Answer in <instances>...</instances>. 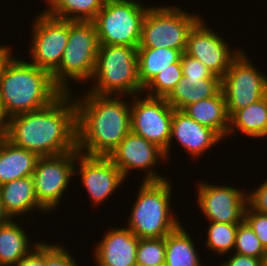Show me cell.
I'll return each instance as SVG.
<instances>
[{
    "mask_svg": "<svg viewBox=\"0 0 267 266\" xmlns=\"http://www.w3.org/2000/svg\"><path fill=\"white\" fill-rule=\"evenodd\" d=\"M239 130L252 138H267V95L229 117L228 134Z\"/></svg>",
    "mask_w": 267,
    "mask_h": 266,
    "instance_id": "obj_24",
    "label": "cell"
},
{
    "mask_svg": "<svg viewBox=\"0 0 267 266\" xmlns=\"http://www.w3.org/2000/svg\"><path fill=\"white\" fill-rule=\"evenodd\" d=\"M180 61L183 77L209 79L213 75L202 62L185 53H182Z\"/></svg>",
    "mask_w": 267,
    "mask_h": 266,
    "instance_id": "obj_34",
    "label": "cell"
},
{
    "mask_svg": "<svg viewBox=\"0 0 267 266\" xmlns=\"http://www.w3.org/2000/svg\"><path fill=\"white\" fill-rule=\"evenodd\" d=\"M183 77L181 61L170 64L169 68L156 74L143 88V93L151 97L166 98ZM149 90V91H148Z\"/></svg>",
    "mask_w": 267,
    "mask_h": 266,
    "instance_id": "obj_29",
    "label": "cell"
},
{
    "mask_svg": "<svg viewBox=\"0 0 267 266\" xmlns=\"http://www.w3.org/2000/svg\"><path fill=\"white\" fill-rule=\"evenodd\" d=\"M11 50H12V48L10 49L9 46H6V45L0 46V76H1V73L3 71V68H4L5 64L7 63V61L12 56L11 55V53H12Z\"/></svg>",
    "mask_w": 267,
    "mask_h": 266,
    "instance_id": "obj_39",
    "label": "cell"
},
{
    "mask_svg": "<svg viewBox=\"0 0 267 266\" xmlns=\"http://www.w3.org/2000/svg\"><path fill=\"white\" fill-rule=\"evenodd\" d=\"M243 50L221 78L229 117L267 95V76L257 70Z\"/></svg>",
    "mask_w": 267,
    "mask_h": 266,
    "instance_id": "obj_9",
    "label": "cell"
},
{
    "mask_svg": "<svg viewBox=\"0 0 267 266\" xmlns=\"http://www.w3.org/2000/svg\"><path fill=\"white\" fill-rule=\"evenodd\" d=\"M120 97L86 92L75 99L81 154L108 157L131 131V102Z\"/></svg>",
    "mask_w": 267,
    "mask_h": 266,
    "instance_id": "obj_2",
    "label": "cell"
},
{
    "mask_svg": "<svg viewBox=\"0 0 267 266\" xmlns=\"http://www.w3.org/2000/svg\"><path fill=\"white\" fill-rule=\"evenodd\" d=\"M17 266H44V243L39 242Z\"/></svg>",
    "mask_w": 267,
    "mask_h": 266,
    "instance_id": "obj_36",
    "label": "cell"
},
{
    "mask_svg": "<svg viewBox=\"0 0 267 266\" xmlns=\"http://www.w3.org/2000/svg\"><path fill=\"white\" fill-rule=\"evenodd\" d=\"M184 111L199 124L214 130L225 140L229 130V115L223 91L217 95L187 105Z\"/></svg>",
    "mask_w": 267,
    "mask_h": 266,
    "instance_id": "obj_22",
    "label": "cell"
},
{
    "mask_svg": "<svg viewBox=\"0 0 267 266\" xmlns=\"http://www.w3.org/2000/svg\"><path fill=\"white\" fill-rule=\"evenodd\" d=\"M244 220L254 231L264 249L267 250V214L260 213L247 204Z\"/></svg>",
    "mask_w": 267,
    "mask_h": 266,
    "instance_id": "obj_33",
    "label": "cell"
},
{
    "mask_svg": "<svg viewBox=\"0 0 267 266\" xmlns=\"http://www.w3.org/2000/svg\"><path fill=\"white\" fill-rule=\"evenodd\" d=\"M39 158L37 153L14 146L4 137L0 143V186L32 176Z\"/></svg>",
    "mask_w": 267,
    "mask_h": 266,
    "instance_id": "obj_20",
    "label": "cell"
},
{
    "mask_svg": "<svg viewBox=\"0 0 267 266\" xmlns=\"http://www.w3.org/2000/svg\"><path fill=\"white\" fill-rule=\"evenodd\" d=\"M108 230L94 248L96 266H137L139 238L127 227Z\"/></svg>",
    "mask_w": 267,
    "mask_h": 266,
    "instance_id": "obj_18",
    "label": "cell"
},
{
    "mask_svg": "<svg viewBox=\"0 0 267 266\" xmlns=\"http://www.w3.org/2000/svg\"><path fill=\"white\" fill-rule=\"evenodd\" d=\"M74 174L80 176L84 188L90 195L93 206L105 202L116 189L123 184L125 178L120 169L104 156H87L76 151Z\"/></svg>",
    "mask_w": 267,
    "mask_h": 266,
    "instance_id": "obj_16",
    "label": "cell"
},
{
    "mask_svg": "<svg viewBox=\"0 0 267 266\" xmlns=\"http://www.w3.org/2000/svg\"><path fill=\"white\" fill-rule=\"evenodd\" d=\"M72 95L63 92L42 109L10 117L5 138L40 157L77 151V103Z\"/></svg>",
    "mask_w": 267,
    "mask_h": 266,
    "instance_id": "obj_1",
    "label": "cell"
},
{
    "mask_svg": "<svg viewBox=\"0 0 267 266\" xmlns=\"http://www.w3.org/2000/svg\"><path fill=\"white\" fill-rule=\"evenodd\" d=\"M220 266H262V258H254L250 256L240 255L234 253L230 258L222 263Z\"/></svg>",
    "mask_w": 267,
    "mask_h": 266,
    "instance_id": "obj_37",
    "label": "cell"
},
{
    "mask_svg": "<svg viewBox=\"0 0 267 266\" xmlns=\"http://www.w3.org/2000/svg\"><path fill=\"white\" fill-rule=\"evenodd\" d=\"M190 236L182 224L165 236V266H202Z\"/></svg>",
    "mask_w": 267,
    "mask_h": 266,
    "instance_id": "obj_25",
    "label": "cell"
},
{
    "mask_svg": "<svg viewBox=\"0 0 267 266\" xmlns=\"http://www.w3.org/2000/svg\"><path fill=\"white\" fill-rule=\"evenodd\" d=\"M4 137H5V134H3V133L0 132V143L3 140Z\"/></svg>",
    "mask_w": 267,
    "mask_h": 266,
    "instance_id": "obj_42",
    "label": "cell"
},
{
    "mask_svg": "<svg viewBox=\"0 0 267 266\" xmlns=\"http://www.w3.org/2000/svg\"><path fill=\"white\" fill-rule=\"evenodd\" d=\"M209 222L205 246L212 250V253L229 255L235 245L238 224Z\"/></svg>",
    "mask_w": 267,
    "mask_h": 266,
    "instance_id": "obj_28",
    "label": "cell"
},
{
    "mask_svg": "<svg viewBox=\"0 0 267 266\" xmlns=\"http://www.w3.org/2000/svg\"><path fill=\"white\" fill-rule=\"evenodd\" d=\"M180 50L171 48H138V77L144 88L159 72L177 63L181 58Z\"/></svg>",
    "mask_w": 267,
    "mask_h": 266,
    "instance_id": "obj_26",
    "label": "cell"
},
{
    "mask_svg": "<svg viewBox=\"0 0 267 266\" xmlns=\"http://www.w3.org/2000/svg\"><path fill=\"white\" fill-rule=\"evenodd\" d=\"M131 101V131L165 151L171 136L174 109L165 98L133 96Z\"/></svg>",
    "mask_w": 267,
    "mask_h": 266,
    "instance_id": "obj_12",
    "label": "cell"
},
{
    "mask_svg": "<svg viewBox=\"0 0 267 266\" xmlns=\"http://www.w3.org/2000/svg\"><path fill=\"white\" fill-rule=\"evenodd\" d=\"M62 93L50 73L17 57H10L0 76V98L9 118L42 109Z\"/></svg>",
    "mask_w": 267,
    "mask_h": 266,
    "instance_id": "obj_3",
    "label": "cell"
},
{
    "mask_svg": "<svg viewBox=\"0 0 267 266\" xmlns=\"http://www.w3.org/2000/svg\"><path fill=\"white\" fill-rule=\"evenodd\" d=\"M138 48L127 45H99L92 77L95 82L88 91L98 95H143L138 77ZM94 80V81H93Z\"/></svg>",
    "mask_w": 267,
    "mask_h": 266,
    "instance_id": "obj_5",
    "label": "cell"
},
{
    "mask_svg": "<svg viewBox=\"0 0 267 266\" xmlns=\"http://www.w3.org/2000/svg\"><path fill=\"white\" fill-rule=\"evenodd\" d=\"M137 266L165 264V237L139 239L136 254Z\"/></svg>",
    "mask_w": 267,
    "mask_h": 266,
    "instance_id": "obj_31",
    "label": "cell"
},
{
    "mask_svg": "<svg viewBox=\"0 0 267 266\" xmlns=\"http://www.w3.org/2000/svg\"><path fill=\"white\" fill-rule=\"evenodd\" d=\"M174 138L194 159H198L223 140L214 130L199 124L184 111L176 109H174L172 116L169 145L164 151L167 160Z\"/></svg>",
    "mask_w": 267,
    "mask_h": 266,
    "instance_id": "obj_17",
    "label": "cell"
},
{
    "mask_svg": "<svg viewBox=\"0 0 267 266\" xmlns=\"http://www.w3.org/2000/svg\"><path fill=\"white\" fill-rule=\"evenodd\" d=\"M200 182L196 188L197 205L207 220L230 224H239L244 220L248 195L243 189Z\"/></svg>",
    "mask_w": 267,
    "mask_h": 266,
    "instance_id": "obj_13",
    "label": "cell"
},
{
    "mask_svg": "<svg viewBox=\"0 0 267 266\" xmlns=\"http://www.w3.org/2000/svg\"><path fill=\"white\" fill-rule=\"evenodd\" d=\"M221 91V78L212 75L209 79L182 77L165 98L173 109L183 110L187 105L217 95Z\"/></svg>",
    "mask_w": 267,
    "mask_h": 266,
    "instance_id": "obj_21",
    "label": "cell"
},
{
    "mask_svg": "<svg viewBox=\"0 0 267 266\" xmlns=\"http://www.w3.org/2000/svg\"><path fill=\"white\" fill-rule=\"evenodd\" d=\"M149 266H165V265H149Z\"/></svg>",
    "mask_w": 267,
    "mask_h": 266,
    "instance_id": "obj_43",
    "label": "cell"
},
{
    "mask_svg": "<svg viewBox=\"0 0 267 266\" xmlns=\"http://www.w3.org/2000/svg\"><path fill=\"white\" fill-rule=\"evenodd\" d=\"M203 17L175 6H149L138 48H171L185 52L188 35Z\"/></svg>",
    "mask_w": 267,
    "mask_h": 266,
    "instance_id": "obj_8",
    "label": "cell"
},
{
    "mask_svg": "<svg viewBox=\"0 0 267 266\" xmlns=\"http://www.w3.org/2000/svg\"><path fill=\"white\" fill-rule=\"evenodd\" d=\"M0 196L4 211L11 218L37 209L48 213L38 202L32 176L7 182L0 186Z\"/></svg>",
    "mask_w": 267,
    "mask_h": 266,
    "instance_id": "obj_19",
    "label": "cell"
},
{
    "mask_svg": "<svg viewBox=\"0 0 267 266\" xmlns=\"http://www.w3.org/2000/svg\"><path fill=\"white\" fill-rule=\"evenodd\" d=\"M47 3L43 12L49 16L69 21H92L105 0H48Z\"/></svg>",
    "mask_w": 267,
    "mask_h": 266,
    "instance_id": "obj_27",
    "label": "cell"
},
{
    "mask_svg": "<svg viewBox=\"0 0 267 266\" xmlns=\"http://www.w3.org/2000/svg\"><path fill=\"white\" fill-rule=\"evenodd\" d=\"M31 64L51 75L59 68L69 37V20L41 12L32 23Z\"/></svg>",
    "mask_w": 267,
    "mask_h": 266,
    "instance_id": "obj_10",
    "label": "cell"
},
{
    "mask_svg": "<svg viewBox=\"0 0 267 266\" xmlns=\"http://www.w3.org/2000/svg\"><path fill=\"white\" fill-rule=\"evenodd\" d=\"M204 18L200 19L190 30L185 54L202 62L214 75L222 78L232 61L242 50L229 48L224 37L206 27Z\"/></svg>",
    "mask_w": 267,
    "mask_h": 266,
    "instance_id": "obj_14",
    "label": "cell"
},
{
    "mask_svg": "<svg viewBox=\"0 0 267 266\" xmlns=\"http://www.w3.org/2000/svg\"><path fill=\"white\" fill-rule=\"evenodd\" d=\"M148 6L135 0H105L92 20L99 45H127L138 48Z\"/></svg>",
    "mask_w": 267,
    "mask_h": 266,
    "instance_id": "obj_7",
    "label": "cell"
},
{
    "mask_svg": "<svg viewBox=\"0 0 267 266\" xmlns=\"http://www.w3.org/2000/svg\"><path fill=\"white\" fill-rule=\"evenodd\" d=\"M262 266H267V250L264 256L262 257Z\"/></svg>",
    "mask_w": 267,
    "mask_h": 266,
    "instance_id": "obj_41",
    "label": "cell"
},
{
    "mask_svg": "<svg viewBox=\"0 0 267 266\" xmlns=\"http://www.w3.org/2000/svg\"><path fill=\"white\" fill-rule=\"evenodd\" d=\"M9 116L7 115L3 102L0 98V132L6 134L9 126Z\"/></svg>",
    "mask_w": 267,
    "mask_h": 266,
    "instance_id": "obj_38",
    "label": "cell"
},
{
    "mask_svg": "<svg viewBox=\"0 0 267 266\" xmlns=\"http://www.w3.org/2000/svg\"><path fill=\"white\" fill-rule=\"evenodd\" d=\"M233 250L237 254L254 258H262L266 253L260 240L245 220L238 224Z\"/></svg>",
    "mask_w": 267,
    "mask_h": 266,
    "instance_id": "obj_30",
    "label": "cell"
},
{
    "mask_svg": "<svg viewBox=\"0 0 267 266\" xmlns=\"http://www.w3.org/2000/svg\"><path fill=\"white\" fill-rule=\"evenodd\" d=\"M172 183L143 181L138 187L127 228L139 239L162 238L181 225L171 210Z\"/></svg>",
    "mask_w": 267,
    "mask_h": 266,
    "instance_id": "obj_4",
    "label": "cell"
},
{
    "mask_svg": "<svg viewBox=\"0 0 267 266\" xmlns=\"http://www.w3.org/2000/svg\"><path fill=\"white\" fill-rule=\"evenodd\" d=\"M108 158L117 166L123 177L129 176L130 170L138 169L145 171L143 181H162L169 179L153 171V167L160 162L166 161L164 151L156 144L147 141L130 131L120 144L110 153Z\"/></svg>",
    "mask_w": 267,
    "mask_h": 266,
    "instance_id": "obj_15",
    "label": "cell"
},
{
    "mask_svg": "<svg viewBox=\"0 0 267 266\" xmlns=\"http://www.w3.org/2000/svg\"><path fill=\"white\" fill-rule=\"evenodd\" d=\"M76 165V151L57 156L40 157L32 174L35 195L47 211L59 207Z\"/></svg>",
    "mask_w": 267,
    "mask_h": 266,
    "instance_id": "obj_11",
    "label": "cell"
},
{
    "mask_svg": "<svg viewBox=\"0 0 267 266\" xmlns=\"http://www.w3.org/2000/svg\"><path fill=\"white\" fill-rule=\"evenodd\" d=\"M21 225L11 219L0 226V266H17L38 245V241L29 243L28 235Z\"/></svg>",
    "mask_w": 267,
    "mask_h": 266,
    "instance_id": "obj_23",
    "label": "cell"
},
{
    "mask_svg": "<svg viewBox=\"0 0 267 266\" xmlns=\"http://www.w3.org/2000/svg\"><path fill=\"white\" fill-rule=\"evenodd\" d=\"M9 220H11V218L4 211L3 203L1 201V196H0V226L4 225Z\"/></svg>",
    "mask_w": 267,
    "mask_h": 266,
    "instance_id": "obj_40",
    "label": "cell"
},
{
    "mask_svg": "<svg viewBox=\"0 0 267 266\" xmlns=\"http://www.w3.org/2000/svg\"><path fill=\"white\" fill-rule=\"evenodd\" d=\"M59 244L44 243V266H78L69 251Z\"/></svg>",
    "mask_w": 267,
    "mask_h": 266,
    "instance_id": "obj_32",
    "label": "cell"
},
{
    "mask_svg": "<svg viewBox=\"0 0 267 266\" xmlns=\"http://www.w3.org/2000/svg\"><path fill=\"white\" fill-rule=\"evenodd\" d=\"M248 195V204L256 211L267 214V179Z\"/></svg>",
    "mask_w": 267,
    "mask_h": 266,
    "instance_id": "obj_35",
    "label": "cell"
},
{
    "mask_svg": "<svg viewBox=\"0 0 267 266\" xmlns=\"http://www.w3.org/2000/svg\"><path fill=\"white\" fill-rule=\"evenodd\" d=\"M98 47L93 21H69L68 43L59 68L52 74L53 82L63 92L72 93L69 80L79 83L90 81L96 66Z\"/></svg>",
    "mask_w": 267,
    "mask_h": 266,
    "instance_id": "obj_6",
    "label": "cell"
}]
</instances>
